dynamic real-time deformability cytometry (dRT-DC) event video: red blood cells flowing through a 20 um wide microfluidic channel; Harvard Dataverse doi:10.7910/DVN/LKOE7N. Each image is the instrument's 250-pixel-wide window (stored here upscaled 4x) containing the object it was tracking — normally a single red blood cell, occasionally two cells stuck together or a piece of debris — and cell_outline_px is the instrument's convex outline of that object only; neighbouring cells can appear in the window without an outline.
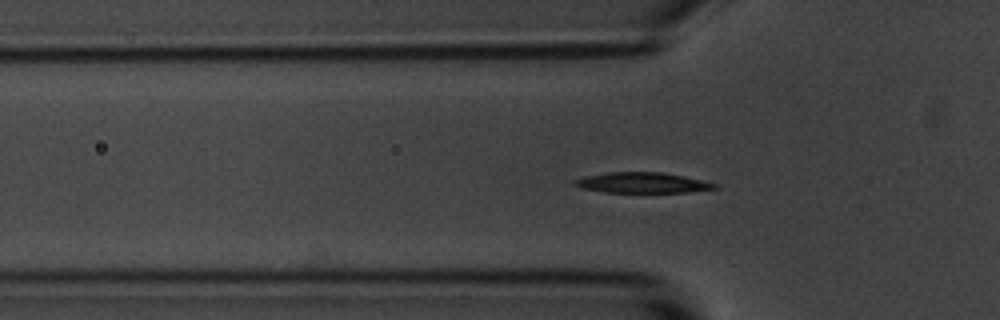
{"species": "common noctule bat (a hibernating species)", "species_latin": "Nyctalus noctula", "temperature_condition": "room temperature", "stored_images_in_passage": 53, "camera_frame_rate_fps": 3000, "um_per_image_px": 0.085, "animal": {"sex": "male", "body_mass_g": 20.1, "forearm_length_mm": 53.5}, "frame": {"image": 1, "passage_image": 15, "time_ms": 4.667, "image_size_px": [1000, 320], "cell_outline_px": [[720, 188], [688, 192], [604, 192], [584, 188], [572, 184], [572, 180], [584, 176], [608, 172], [664, 172], [684, 176], [720, 184]], "centroid_in_image_um": [54.63, 15.52], "position_along_channel_um": 71.2, "area_um2": 16.88}}
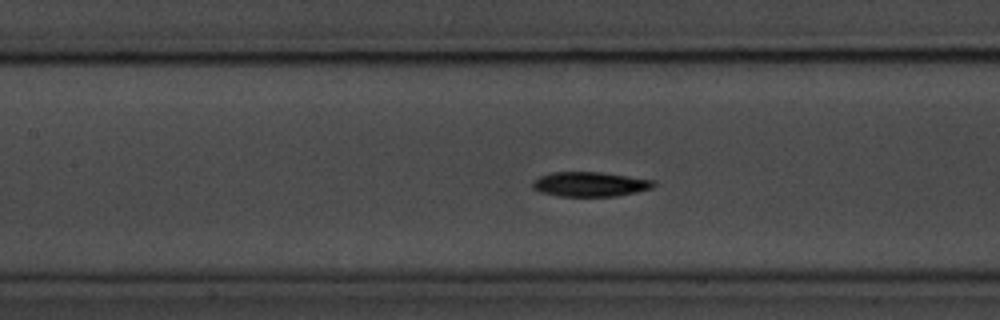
{"frame": {"image": 2, "passage_image": 22, "time_ms": 7.0, "image_size_px": [1000, 320], "cell_outline_px": [[656, 184], [652, 188], [636, 192], [616, 196], [560, 196], [540, 192], [532, 188], [532, 180], [540, 176], [552, 172], [600, 172], [656, 180]], "centroid_in_image_um": [50.15, 15.65], "position_along_channel_um": 157.3, "area_um2": 17.46}}
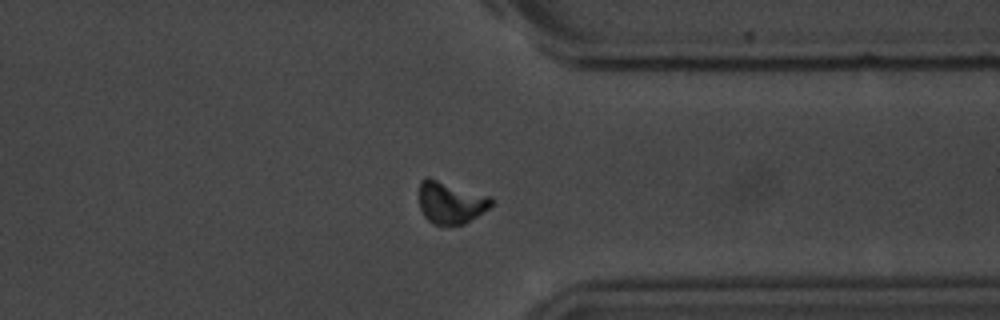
{"frame": {"image": 3, "passage_image": 40, "time_ms": 13.0, "image_size_px": [1000, 320], "cell_outline_px": [[492, 204], [488, 208], [464, 224], [432, 224], [424, 216], [420, 208], [420, 180], [428, 176], [492, 196]], "centroid_in_image_um": [38.3, 17.18], "position_along_channel_um": 373.1, "area_um2": 17.74}, "authors_computed_cell_mechanics": {"area_um2": 16.9354, "velocity_mm_per_s": 3.6547, "shape_relaxation_time_tau1_ms": 2.1853, "shape_relaxation_time_tau2_ms": 10.6708, "deformation_change_tau1": 0.1468, "deformation_change_tau2": 0.1298}}